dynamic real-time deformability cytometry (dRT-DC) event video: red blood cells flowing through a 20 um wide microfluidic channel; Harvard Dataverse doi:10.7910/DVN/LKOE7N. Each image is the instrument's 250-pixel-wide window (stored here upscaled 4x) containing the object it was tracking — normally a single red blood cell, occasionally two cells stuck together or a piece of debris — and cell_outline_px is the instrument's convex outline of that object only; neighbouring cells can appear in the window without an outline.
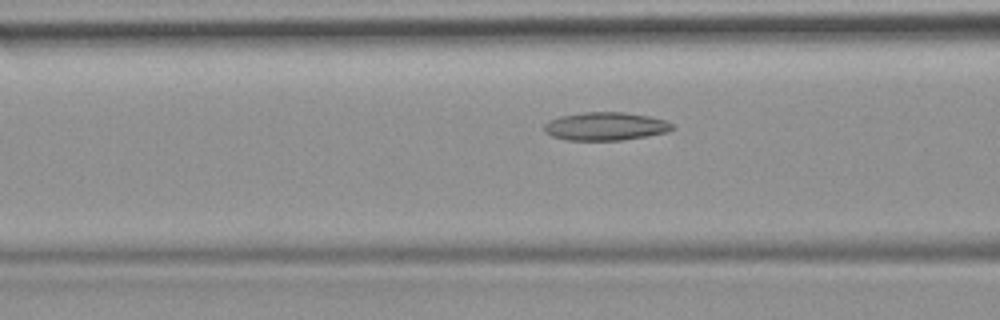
{"species": "common noctule bat (a hibernating species)", "species_latin": "Nyctalus noctula", "temperature_condition": "room temperature", "stored_images_in_passage": 51, "camera_frame_rate_fps": 3000, "um_per_image_px": 0.085, "animal": {"sex": "female", "body_mass_g": 19.9}, "frame": {"image": 1, "passage_image": 20, "time_ms": 6.333, "image_size_px": [1000, 320], "cell_outline_px": [[676, 128], [668, 132], [648, 136], [624, 140], [568, 140], [552, 136], [544, 132], [544, 124], [548, 120], [560, 116], [584, 112], [624, 112], [648, 116], [664, 120], [672, 124]], "centroid_in_image_um": [51.47, 10.74], "position_along_channel_um": 115.1, "area_um2": 21.15}}
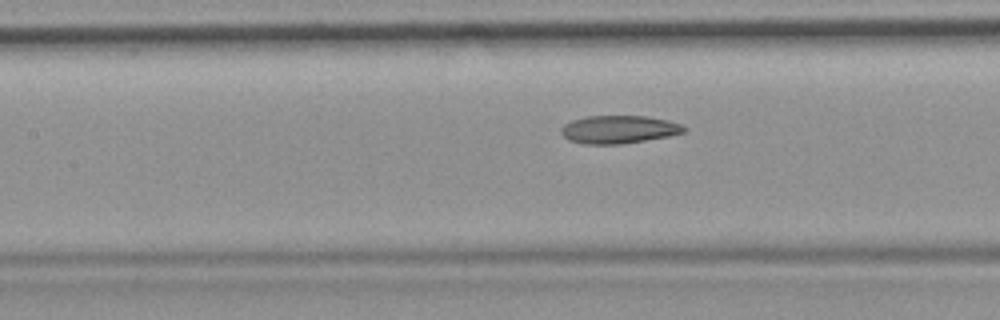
{"frame": {"image": 2, "passage_image": 23, "time_ms": 7.333, "image_size_px": [1000, 320], "cell_outline_px": [[688, 128], [684, 132], [668, 136], [620, 144], [584, 144], [568, 140], [560, 132], [560, 128], [564, 124], [572, 120], [588, 116], [648, 116], [668, 120], [680, 124]], "centroid_in_image_um": [52.58, 11.0], "position_along_channel_um": 154.8, "area_um2": 20.0}}
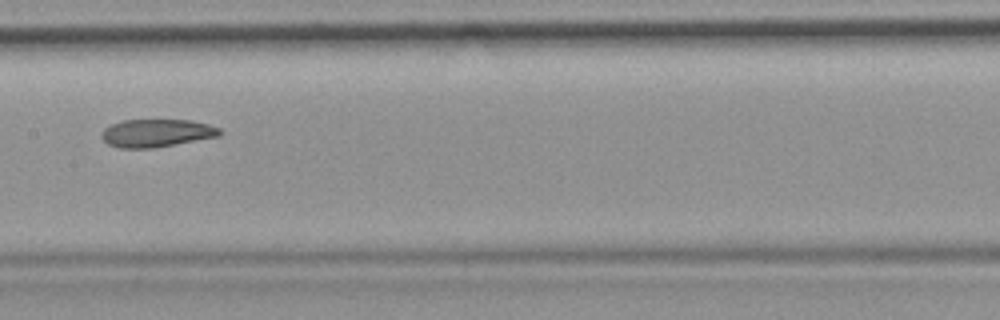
{"frame": {"image": 3, "passage_image": 26, "time_ms": 8.333, "image_size_px": [1000, 320], "cell_outline_px": [[224, 132], [220, 136], [152, 148], [120, 148], [108, 144], [100, 136], [104, 128], [120, 120], [192, 120], [208, 124], [220, 128]], "centroid_in_image_um": [13.32, 11.3], "position_along_channel_um": 194.1, "area_um2": 19.25}, "authors_computed_cell_mechanics": {"area_um2": 21.1548, "velocity_mm_per_s": 3.96, "shape_relaxation_time_tau1_ms": null, "shape_relaxation_time_tau2_ms": 4.1459, "deformation_change_tau1": null, "deformation_change_tau2": 0.1176}}